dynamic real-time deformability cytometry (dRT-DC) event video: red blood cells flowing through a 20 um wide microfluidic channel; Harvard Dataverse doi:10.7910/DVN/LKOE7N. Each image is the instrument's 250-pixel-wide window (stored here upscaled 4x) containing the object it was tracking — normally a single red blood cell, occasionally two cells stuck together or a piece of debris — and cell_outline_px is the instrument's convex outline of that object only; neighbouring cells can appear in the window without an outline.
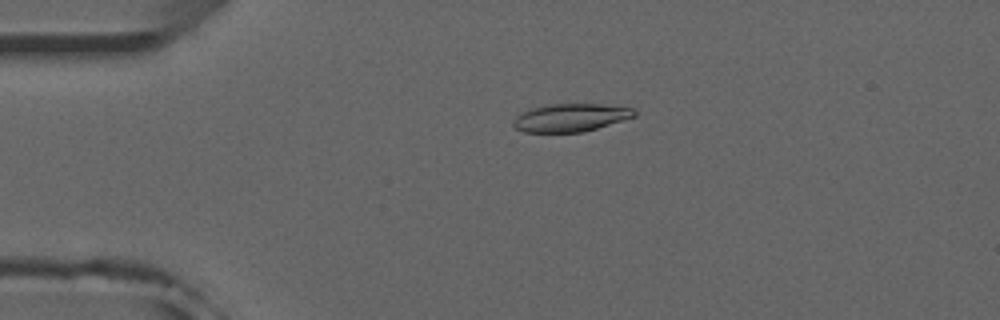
{"species": "common noctule bat (a hibernating species)", "species_latin": "Nyctalus noctula", "temperature_condition": "room temperature", "stored_images_in_passage": 51, "camera_frame_rate_fps": 3000, "um_per_image_px": 0.085, "animal": {"sex": "male", "forearm_length_mm": 52.5}, "frame": {"image": 1, "passage_image": 11, "time_ms": 3.333, "image_size_px": [1000, 320], "cell_outline_px": [[636, 116], [596, 128], [580, 132], [524, 132], [516, 128], [512, 124], [512, 120], [516, 116], [532, 108], [552, 104], [600, 104], [632, 108], [636, 112]], "centroid_in_image_um": [48.48, 10.0], "position_along_channel_um": 36.5, "area_um2": 19.42}}
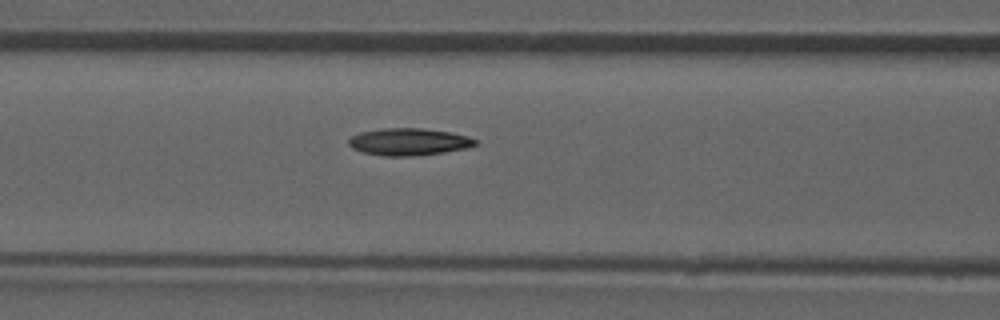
{"frame": {"image": 2, "passage_image": 21, "time_ms": 6.667, "image_size_px": [1000, 320], "cell_outline_px": [[476, 144], [468, 148], [444, 152], [412, 156], [384, 156], [364, 152], [352, 148], [348, 144], [348, 140], [352, 136], [360, 132], [384, 128], [420, 128], [452, 132], [468, 136], [476, 140]], "centroid_in_image_um": [34.75, 12.05], "position_along_channel_um": 131.8, "area_um2": 20.0}}
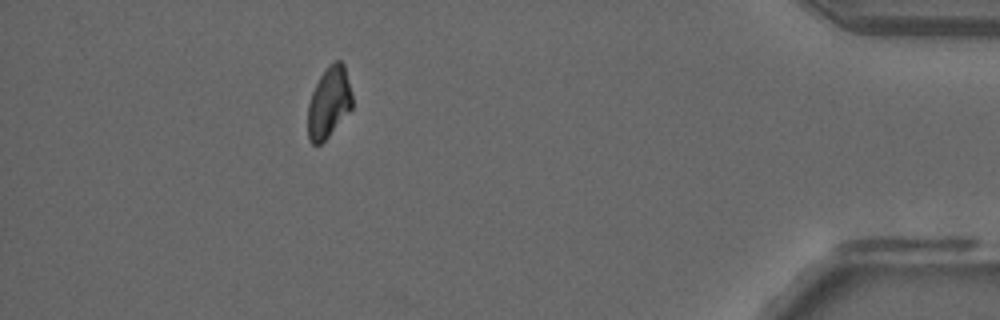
{"frame": {"image": 3, "passage_image": 46, "time_ms": 15.0, "image_size_px": [1000, 320], "cell_outline_px": [[352, 108], [328, 136], [320, 144], [312, 144], [308, 140], [308, 104], [312, 92], [320, 76], [328, 64], [336, 60], [340, 60], [344, 64], [352, 96]], "centroid_in_image_um": [27.95, 8.69], "position_along_channel_um": 407.3, "area_um2": 18.21}}